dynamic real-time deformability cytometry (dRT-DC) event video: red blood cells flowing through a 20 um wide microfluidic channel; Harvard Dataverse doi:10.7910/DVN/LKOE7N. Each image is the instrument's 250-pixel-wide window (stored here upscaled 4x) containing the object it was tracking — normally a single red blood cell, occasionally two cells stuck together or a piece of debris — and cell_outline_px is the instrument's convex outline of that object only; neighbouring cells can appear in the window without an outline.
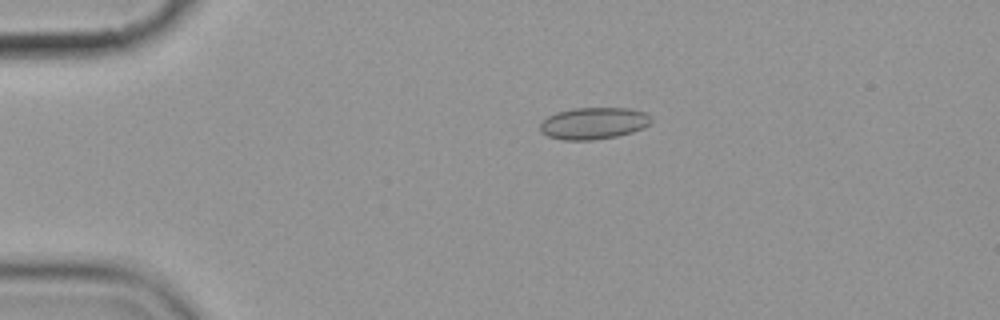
{"species": "common noctule bat (a hibernating species)", "species_latin": "Nyctalus noctula", "temperature_condition": "cold", "stored_images_in_passage": 13, "camera_frame_rate_fps": 3000, "um_per_image_px": 0.085, "animal": {"sex": "female", "body_mass_g": 19.9}, "frame": {"image": 1, "passage_image": 1, "time_ms": 0.0, "image_size_px": [1000, 320], "cell_outline_px": [[652, 120], [644, 128], [632, 132], [616, 136], [592, 140], [564, 140], [548, 136], [540, 132], [540, 124], [548, 116], [556, 112], [572, 108], [628, 108], [644, 112], [652, 116]], "centroid_in_image_um": [50.46, 10.47], "position_along_channel_um": 34.5, "area_um2": 20.63}}
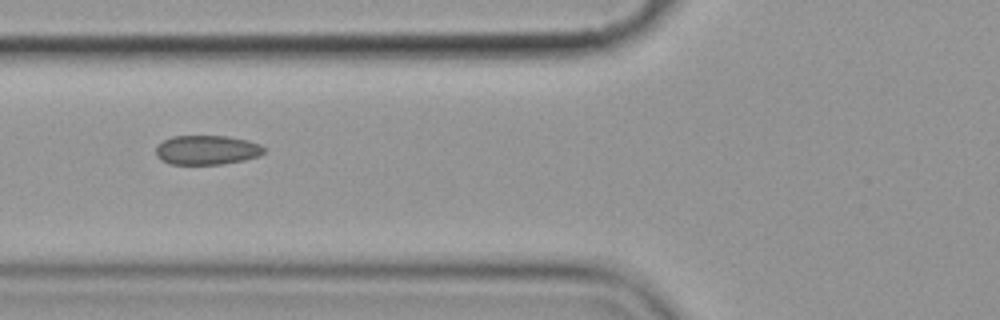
{"frame": {"image": 2, "passage_image": 4, "time_ms": 3.333, "image_size_px": [1000, 320], "cell_outline_px": [[264, 152], [260, 156], [244, 160], [220, 164], [172, 164], [160, 160], [156, 156], [156, 148], [164, 140], [172, 136], [228, 136], [248, 140], [260, 144], [264, 148]], "centroid_in_image_um": [17.59, 12.75], "position_along_channel_um": 108.2, "area_um2": 18.5}}
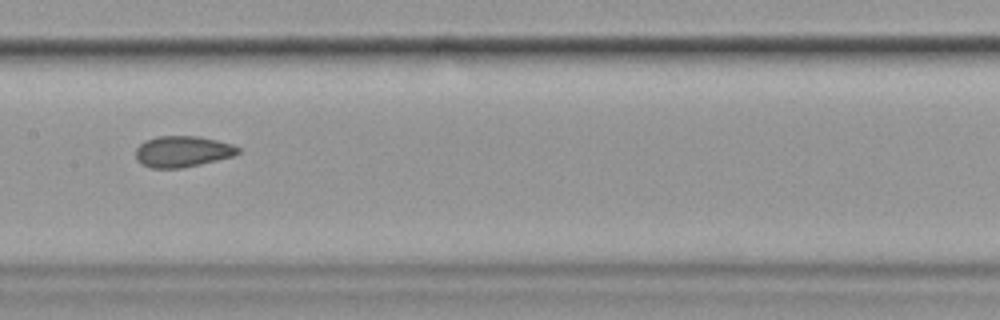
{"frame": {"image": 3, "passage_image": 6, "time_ms": 5.667, "image_size_px": [1000, 320], "cell_outline_px": [[240, 152], [232, 156], [200, 164], [180, 168], [152, 168], [136, 160], [136, 148], [144, 140], [156, 136], [200, 136], [232, 144], [240, 148]], "centroid_in_image_um": [15.5, 12.86], "position_along_channel_um": 191.9, "area_um2": 18.5}, "authors_computed_cell_mechanics": {"area_um2": 18.9584, "velocity_mm_per_s": 3.587, "shape_relaxation_time_tau1_ms": 4.0967, "shape_relaxation_time_tau2_ms": 1.9581, "deformation_change_tau1": 0.0776, "deformation_change_tau2": 0.0388}}